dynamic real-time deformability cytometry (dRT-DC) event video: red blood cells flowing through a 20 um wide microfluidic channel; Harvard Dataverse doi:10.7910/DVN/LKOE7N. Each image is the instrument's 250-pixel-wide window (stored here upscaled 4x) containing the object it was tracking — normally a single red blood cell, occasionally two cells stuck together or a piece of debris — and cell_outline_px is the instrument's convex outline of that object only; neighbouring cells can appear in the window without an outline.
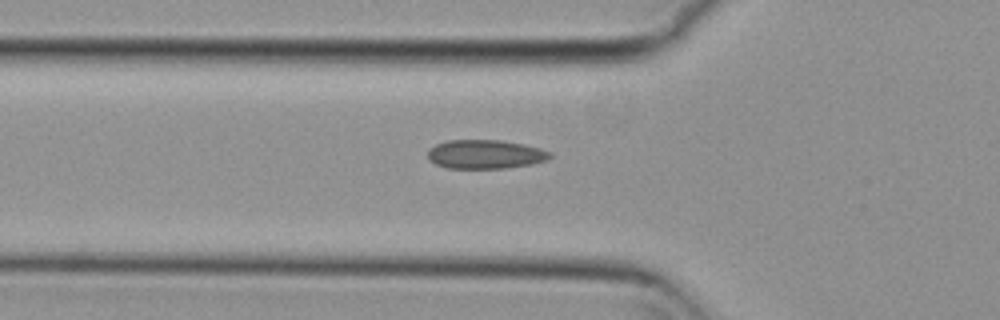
{"species": "common noctule bat (a hibernating species)", "species_latin": "Nyctalus noctula", "temperature_condition": "cold", "stored_images_in_passage": 41, "camera_frame_rate_fps": 3000, "um_per_image_px": 0.085, "animal": {"sex": "female", "body_mass_g": 29.2, "forearm_length_mm": 56.3}, "frame": {"image": 1, "passage_image": 11, "time_ms": 3.333, "image_size_px": [1000, 320], "cell_outline_px": [[552, 156], [548, 160], [532, 164], [504, 168], [448, 168], [436, 164], [428, 160], [428, 148], [436, 144], [448, 140], [500, 140], [524, 144], [540, 148], [552, 152]], "centroid_in_image_um": [41.26, 13.11], "position_along_channel_um": 84.5, "area_um2": 20.75}}
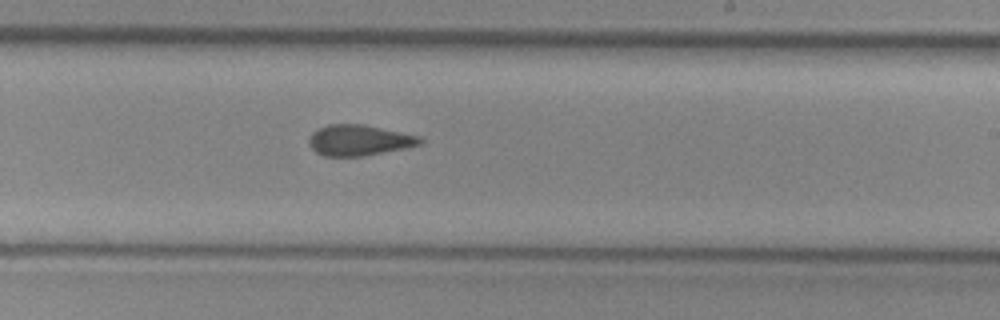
{"frame": {"image": 2, "passage_image": 25, "time_ms": 8.0, "image_size_px": [1000, 320], "cell_outline_px": [[424, 144], [408, 148], [364, 156], [324, 156], [316, 152], [308, 144], [308, 140], [312, 132], [328, 124], [364, 124], [420, 136], [424, 140]], "centroid_in_image_um": [30.57, 11.92], "position_along_channel_um": 258.4, "area_um2": 20.17}}
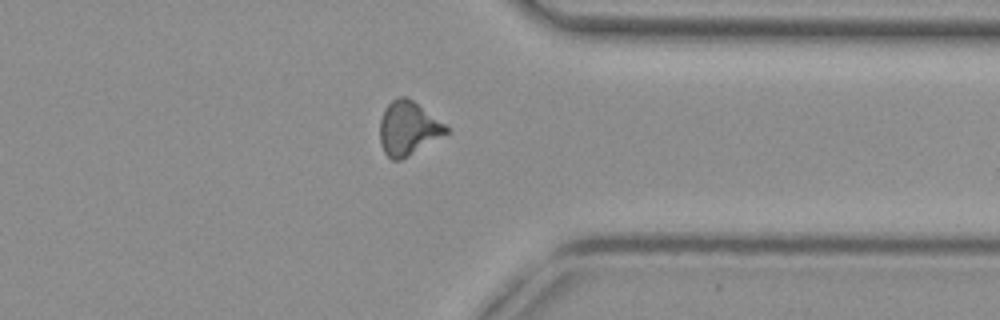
{"frame": {"image": 3, "passage_image": 35, "time_ms": 11.333, "image_size_px": [1000, 320], "cell_outline_px": [[448, 132], [408, 156], [400, 160], [392, 160], [384, 152], [380, 140], [380, 120], [384, 108], [392, 100], [400, 96], [408, 96], [444, 124], [448, 128]], "centroid_in_image_um": [34.65, 10.88], "position_along_channel_um": 376.7, "area_um2": 20.46}}